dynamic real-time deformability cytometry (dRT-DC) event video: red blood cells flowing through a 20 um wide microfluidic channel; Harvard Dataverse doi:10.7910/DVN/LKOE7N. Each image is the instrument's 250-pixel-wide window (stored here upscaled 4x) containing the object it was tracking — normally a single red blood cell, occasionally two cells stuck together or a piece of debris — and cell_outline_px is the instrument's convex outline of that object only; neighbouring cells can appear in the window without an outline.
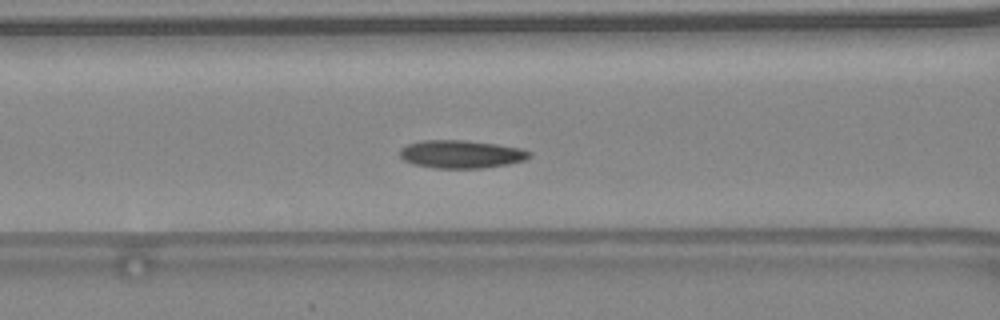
{"species": "common noctule bat (a hibernating species)", "species_latin": "Nyctalus noctula", "temperature_condition": "warm", "stored_images_in_passage": 45, "camera_frame_rate_fps": 3000, "um_per_image_px": 0.085, "animal": {"sex": "female", "body_mass_g": 24.6, "forearm_length_mm": 56.2}, "frame": {"image": 1, "passage_image": 20, "time_ms": 6.333, "image_size_px": [1000, 320], "cell_outline_px": [[532, 156], [524, 160], [508, 164], [480, 168], [436, 168], [412, 164], [404, 160], [400, 156], [400, 148], [408, 144], [420, 140], [464, 140], [496, 144], [520, 148], [532, 152]], "centroid_in_image_um": [39.19, 13.1], "position_along_channel_um": 127.4, "area_um2": 21.15}, "authors_computed_cell_mechanics": {"area_um2": 20.0566, "velocity_mm_per_s": 4.5037, "shape_relaxation_time_tau1_ms": 5.3771, "shape_relaxation_time_tau2_ms": null, "deformation_change_tau1": 0.1377, "deformation_change_tau2": null}}